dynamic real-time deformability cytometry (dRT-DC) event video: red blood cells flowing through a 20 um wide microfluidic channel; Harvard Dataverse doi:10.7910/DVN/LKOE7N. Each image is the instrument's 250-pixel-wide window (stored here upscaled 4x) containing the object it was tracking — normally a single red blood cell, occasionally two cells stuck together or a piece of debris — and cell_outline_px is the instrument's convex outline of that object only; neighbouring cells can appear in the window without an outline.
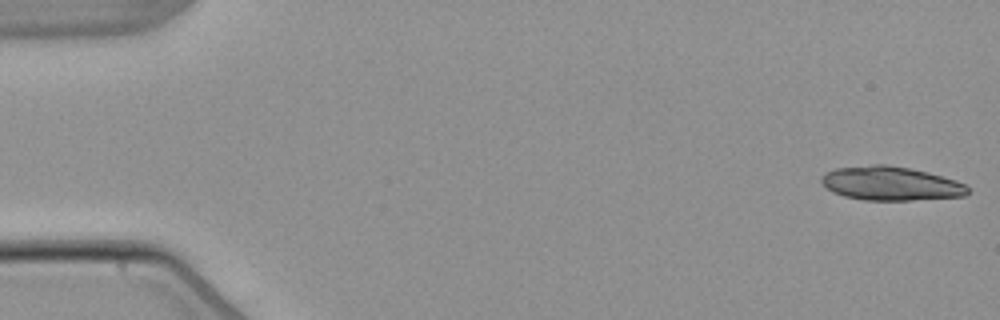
{"species": "common noctule bat (a hibernating species)", "species_latin": "Nyctalus noctula", "temperature_condition": "warm", "stored_images_in_passage": 2, "camera_frame_rate_fps": 3000, "um_per_image_px": 0.085, "animal": {"sex": "male", "body_mass_g": 21.5, "forearm_length_mm": 52.0}, "frame": {"image": 1, "passage_image": 2, "time_ms": 2.333, "image_size_px": [1000, 320], "cell_outline_px": [[968, 192], [964, 196], [908, 200], [864, 200], [844, 196], [832, 192], [820, 180], [820, 176], [824, 172], [836, 168], [872, 164], [888, 164], [928, 172], [956, 180], [964, 184], [968, 188]], "centroid_in_image_um": [75.67, 15.58], "position_along_channel_um": 9.3, "area_um2": 28.9}}